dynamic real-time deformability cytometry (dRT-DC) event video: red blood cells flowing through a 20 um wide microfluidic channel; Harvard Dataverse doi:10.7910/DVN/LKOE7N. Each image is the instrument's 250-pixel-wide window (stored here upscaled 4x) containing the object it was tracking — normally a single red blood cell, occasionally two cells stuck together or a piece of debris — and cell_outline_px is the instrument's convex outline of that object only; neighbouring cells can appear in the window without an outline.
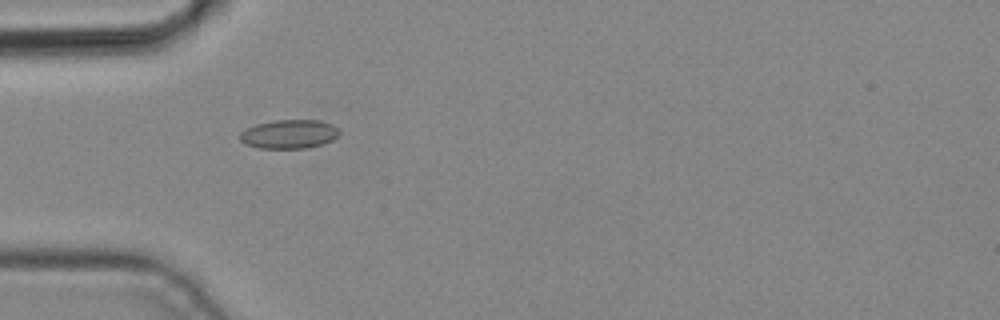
{"species": "common noctule bat (a hibernating species)", "species_latin": "Nyctalus noctula", "temperature_condition": "cold", "stored_images_in_passage": 2, "camera_frame_rate_fps": 3000, "um_per_image_px": 0.085, "animal": {"sex": "male", "body_mass_g": 19.2, "forearm_length_mm": 51.8}, "frame": {"image": 1, "passage_image": 2, "time_ms": 0.333, "image_size_px": [1000, 320], "cell_outline_px": [[340, 132], [332, 140], [324, 144], [308, 148], [260, 148], [244, 144], [240, 140], [240, 132], [256, 124], [276, 120], [320, 120], [332, 124], [340, 128]], "centroid_in_image_um": [24.6, 11.4], "position_along_channel_um": 60.4, "area_um2": 16.82}}